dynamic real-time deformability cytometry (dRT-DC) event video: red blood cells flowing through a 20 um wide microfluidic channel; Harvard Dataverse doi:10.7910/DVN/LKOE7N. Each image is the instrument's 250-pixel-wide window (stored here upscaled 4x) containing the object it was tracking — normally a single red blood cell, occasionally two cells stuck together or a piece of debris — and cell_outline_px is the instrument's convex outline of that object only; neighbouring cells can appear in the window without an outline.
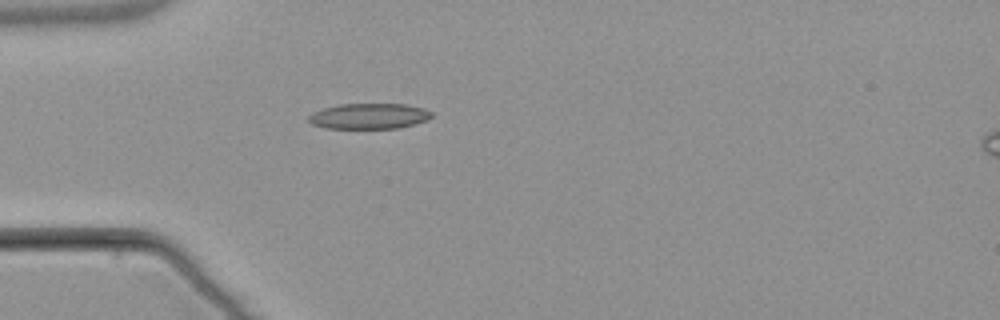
{"species": "common noctule bat (a hibernating species)", "species_latin": "Nyctalus noctula", "temperature_condition": "warm", "stored_images_in_passage": 1, "camera_frame_rate_fps": 3000, "um_per_image_px": 0.085, "animal": {"sex": "male", "body_mass_g": 21.5, "forearm_length_mm": 52.0}, "frame": {"image": 1, "passage_image": 1, "time_ms": 0.0, "image_size_px": [1000, 320], "cell_outline_px": [[432, 116], [428, 120], [400, 128], [324, 128], [312, 124], [308, 120], [308, 116], [312, 112], [324, 108], [340, 104], [404, 104], [424, 108], [432, 112]], "centroid_in_image_um": [31.37, 9.87], "position_along_channel_um": 53.6, "area_um2": 18.38}}